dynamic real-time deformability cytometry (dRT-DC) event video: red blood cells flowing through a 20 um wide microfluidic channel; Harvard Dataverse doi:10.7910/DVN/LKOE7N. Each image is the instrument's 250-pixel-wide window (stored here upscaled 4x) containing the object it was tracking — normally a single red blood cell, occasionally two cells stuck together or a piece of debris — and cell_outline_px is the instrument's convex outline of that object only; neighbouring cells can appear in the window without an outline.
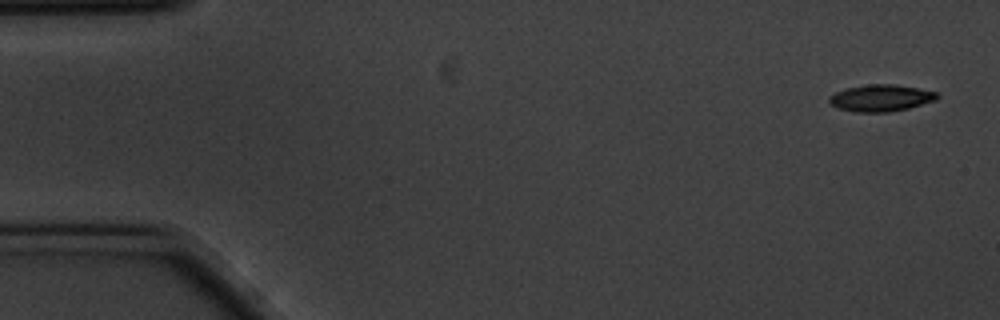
{"species": "common noctule bat (a hibernating species)", "species_latin": "Nyctalus noctula", "temperature_condition": "cold", "stored_images_in_passage": 56, "camera_frame_rate_fps": 3000, "um_per_image_px": 0.085, "animal": {"sex": "male", "body_mass_g": 20.1, "forearm_length_mm": 53.5}, "frame": {"image": 1, "passage_image": 1, "time_ms": 0.0, "image_size_px": [1000, 320], "cell_outline_px": [[940, 96], [936, 100], [908, 108], [888, 112], [856, 112], [840, 108], [828, 104], [828, 96], [844, 88], [868, 84], [892, 84], [916, 88], [936, 92]], "centroid_in_image_um": [74.83, 8.33], "position_along_channel_um": 10.2, "area_um2": 16.82}}
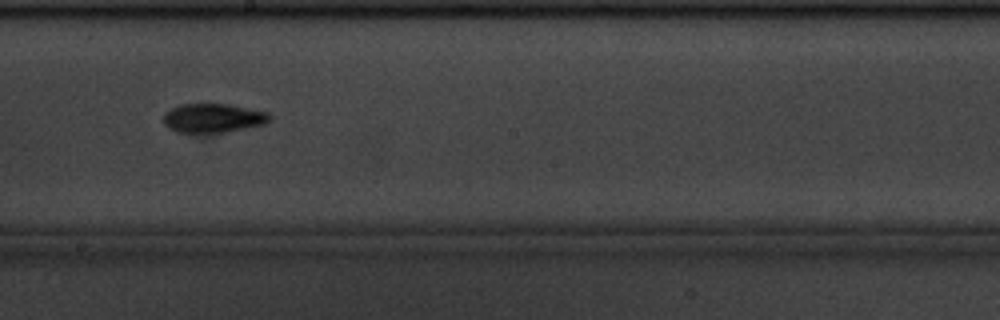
{"frame": {"image": 2, "passage_image": 30, "time_ms": 9.667, "image_size_px": [1000, 320], "cell_outline_px": [[272, 116], [264, 124], [228, 132], [176, 132], [168, 128], [164, 124], [164, 112], [180, 104], [228, 104], [268, 112]], "centroid_in_image_um": [18.1, 10.03], "position_along_channel_um": 230.1, "area_um2": 17.92}}
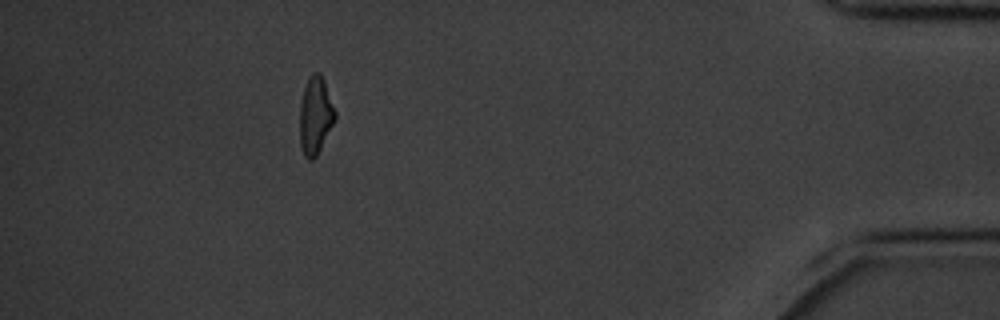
{"frame": {"image": 3, "passage_image": 50, "time_ms": 16.333, "image_size_px": [1000, 320], "cell_outline_px": [[336, 116], [316, 156], [312, 160], [308, 160], [304, 156], [300, 148], [300, 100], [304, 88], [312, 72], [320, 72], [324, 80], [336, 112]], "centroid_in_image_um": [26.79, 9.81], "position_along_channel_um": 408.4, "area_um2": 15.78}, "authors_computed_cell_mechanics": {"area_um2": 16.7909, "velocity_mm_per_s": 3.4993, "shape_relaxation_time_tau1_ms": 4.1035, "shape_relaxation_time_tau2_ms": 7.5497, "deformation_change_tau1": 0.1421, "deformation_change_tau2": 0.1612}}